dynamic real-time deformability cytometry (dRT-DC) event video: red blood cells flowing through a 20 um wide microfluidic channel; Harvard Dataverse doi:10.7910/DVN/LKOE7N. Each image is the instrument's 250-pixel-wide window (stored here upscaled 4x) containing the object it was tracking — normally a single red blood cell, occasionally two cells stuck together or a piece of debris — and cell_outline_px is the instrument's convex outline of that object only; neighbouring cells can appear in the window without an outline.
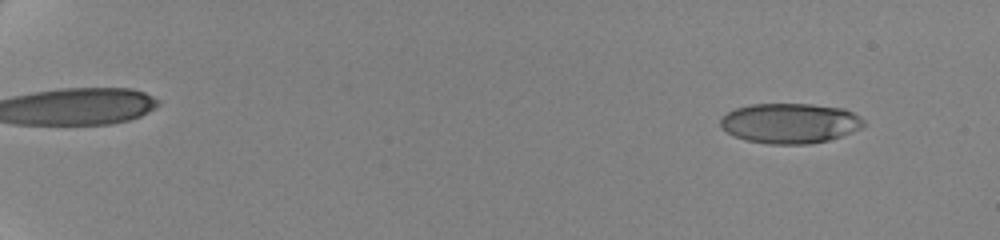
{"species": "human", "species_latin": "Homo sapiens", "temperature_condition": "cold", "stored_images_in_passage": 70, "camera_frame_rate_fps": 3000, "um_per_image_px": 0.085, "donor": {"sex": "female"}, "frame": {"image": 1, "passage_image": 10, "time_ms": 1.667, "image_size_px": [1000, 240], "cell_outline_px": [[864, 124], [860, 128], [852, 132], [828, 140], [808, 144], [768, 144], [748, 140], [736, 136], [720, 128], [720, 120], [728, 112], [736, 108], [752, 104], [812, 104], [844, 108], [860, 116], [864, 120]], "centroid_in_image_um": [67.16, 10.47], "position_along_channel_um": 17.8, "area_um2": 33.35}}
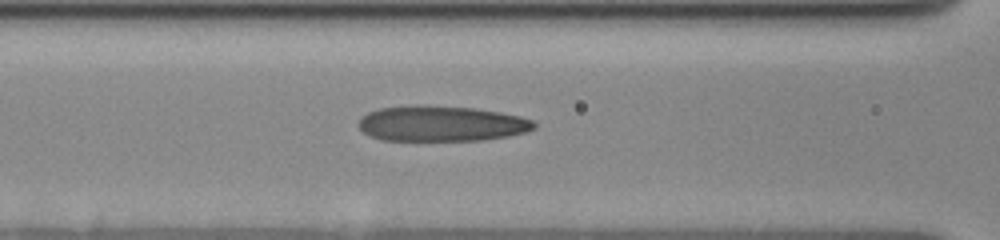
{"frame": {"image": 2, "passage_image": 39, "time_ms": 9.667, "image_size_px": [1000, 240], "cell_outline_px": [[536, 128], [524, 132], [508, 136], [484, 140], [380, 140], [368, 136], [356, 124], [368, 112], [380, 108], [472, 108], [500, 112], [520, 116], [532, 120], [536, 124]], "centroid_in_image_um": [37.55, 10.56], "position_along_channel_um": 129.0, "area_um2": 35.08}}
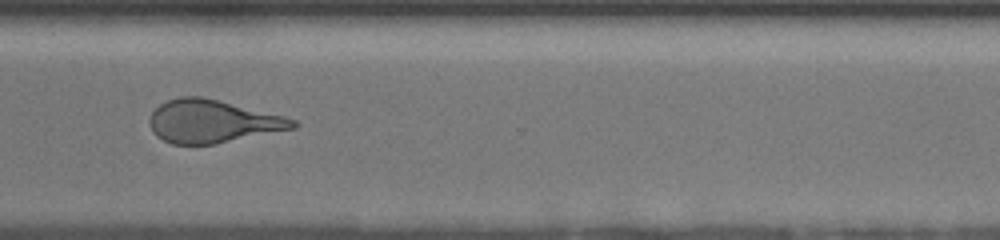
{"frame": {"image": 3, "passage_image": 69, "time_ms": 16.0, "image_size_px": [1000, 240], "cell_outline_px": [[300, 124], [296, 128], [216, 144], [172, 144], [156, 136], [152, 132], [148, 120], [152, 112], [160, 104], [168, 100], [180, 96], [200, 96], [284, 116], [296, 120]], "centroid_in_image_um": [18.05, 10.33], "position_along_channel_um": 352.5, "area_um2": 35.78}}